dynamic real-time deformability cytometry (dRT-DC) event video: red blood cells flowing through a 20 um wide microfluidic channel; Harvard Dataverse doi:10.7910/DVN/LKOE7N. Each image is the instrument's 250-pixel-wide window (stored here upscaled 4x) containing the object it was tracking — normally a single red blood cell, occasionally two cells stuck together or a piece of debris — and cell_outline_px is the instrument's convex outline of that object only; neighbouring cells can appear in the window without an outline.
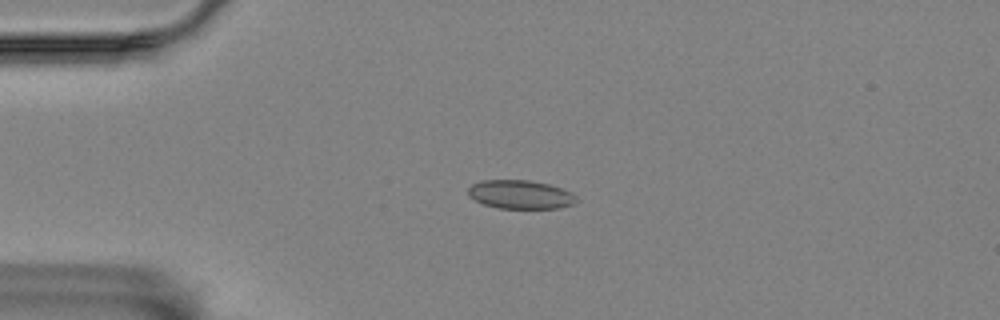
{"species": "Egyptian fruit bat (a non-hibernating species)", "species_latin": "Rousettus aegyptiacus", "temperature_condition": "room temperature", "stored_images_in_passage": 1, "camera_frame_rate_fps": 3000, "um_per_image_px": 0.085, "animal": {"sex": "female"}, "frame": {"image": 1, "passage_image": 1, "time_ms": 0.0, "image_size_px": [1000, 320], "cell_outline_px": [[576, 200], [572, 204], [560, 208], [496, 208], [484, 204], [468, 196], [468, 188], [472, 184], [480, 180], [528, 180], [548, 184], [572, 192], [576, 196]], "centroid_in_image_um": [44.21, 16.53], "position_along_channel_um": 40.8, "area_um2": 18.03}}